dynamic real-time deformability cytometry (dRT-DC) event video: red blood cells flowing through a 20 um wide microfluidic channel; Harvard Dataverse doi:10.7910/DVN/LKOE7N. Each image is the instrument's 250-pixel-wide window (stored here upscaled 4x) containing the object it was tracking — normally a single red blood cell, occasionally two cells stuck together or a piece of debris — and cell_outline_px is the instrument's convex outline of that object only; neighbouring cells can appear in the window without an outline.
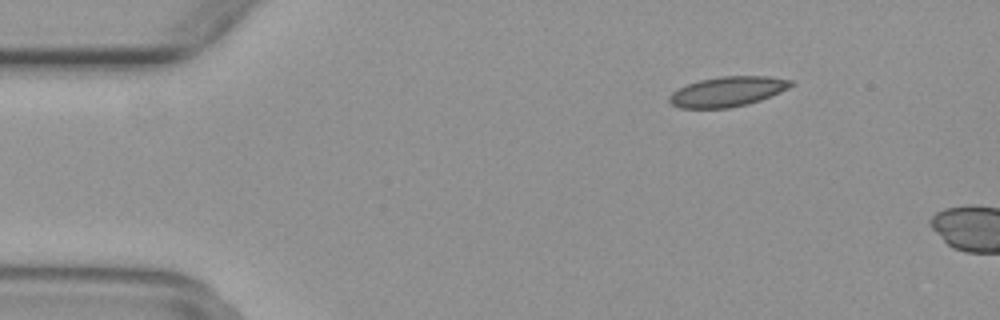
{"species": "common noctule bat (a hibernating species)", "species_latin": "Nyctalus noctula", "temperature_condition": "warm", "stored_images_in_passage": 10, "camera_frame_rate_fps": 3000, "um_per_image_px": 0.085, "animal": {"sex": "female", "body_mass_g": 29.2, "forearm_length_mm": 56.3}, "frame": {"image": 1, "passage_image": 7, "time_ms": 2.0, "image_size_px": [1000, 320], "cell_outline_px": [[792, 84], [788, 88], [760, 100], [748, 104], [728, 108], [680, 108], [672, 104], [668, 100], [668, 96], [676, 88], [700, 80], [720, 76], [768, 76], [792, 80]], "centroid_in_image_um": [61.79, 7.78], "position_along_channel_um": 23.2, "area_um2": 21.15}}